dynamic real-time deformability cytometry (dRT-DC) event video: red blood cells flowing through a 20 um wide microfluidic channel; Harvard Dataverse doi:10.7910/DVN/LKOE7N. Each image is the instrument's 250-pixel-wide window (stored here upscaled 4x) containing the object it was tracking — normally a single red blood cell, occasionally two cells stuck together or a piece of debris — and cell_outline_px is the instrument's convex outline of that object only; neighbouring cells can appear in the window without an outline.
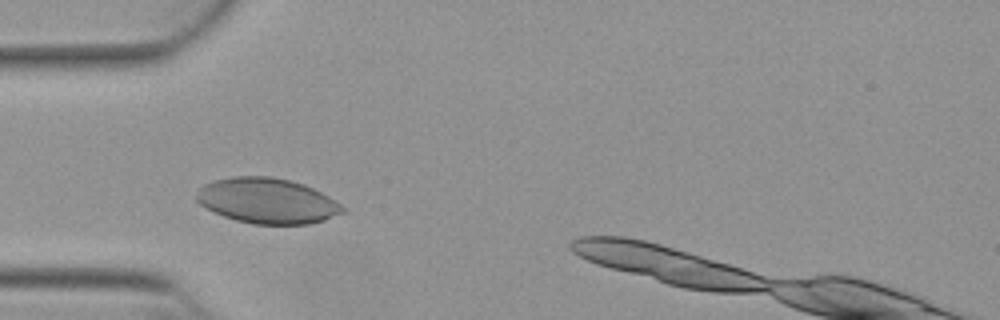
{"species": "Egyptian fruit bat (a non-hibernating species)", "species_latin": "Rousettus aegyptiacus", "temperature_condition": "warm", "stored_images_in_passage": 37, "camera_frame_rate_fps": 3000, "um_per_image_px": 0.085, "animal": {"sex": "female"}, "frame": {"image": 1, "passage_image": 9, "time_ms": 2.667, "image_size_px": [1000, 320], "cell_outline_px": [[348, 212], [324, 220], [308, 224], [252, 224], [236, 220], [212, 212], [200, 204], [196, 200], [196, 196], [200, 188], [204, 184], [212, 180], [232, 176], [268, 176], [288, 180], [304, 184], [328, 196], [340, 204]], "centroid_in_image_um": [22.71, 17.07], "position_along_channel_um": 62.3, "area_um2": 38.73}}
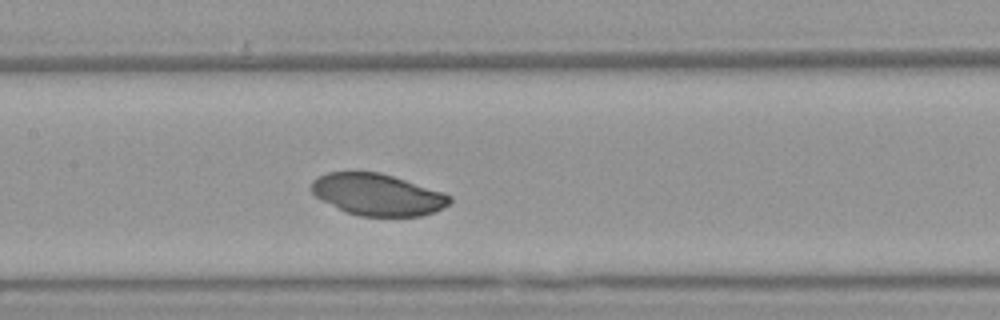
{"frame": {"image": 2, "passage_image": 18, "time_ms": 5.667, "image_size_px": [1000, 320], "cell_outline_px": [[452, 200], [448, 204], [436, 212], [420, 216], [360, 216], [344, 212], [316, 196], [312, 192], [312, 180], [328, 172], [380, 172], [444, 192], [452, 196]], "centroid_in_image_um": [32.12, 16.55], "position_along_channel_um": 175.3, "area_um2": 33.52}}
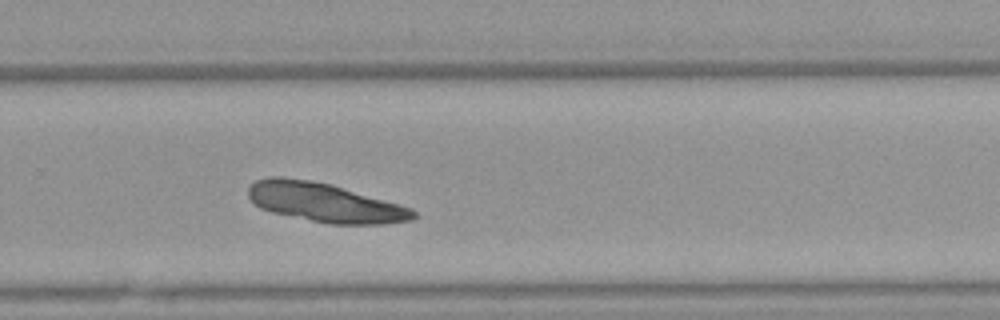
{"frame": {"image": 3, "passage_image": 28, "time_ms": 9.0, "image_size_px": [1000, 320], "cell_outline_px": [[416, 216], [412, 220], [384, 224], [328, 224], [272, 212], [260, 208], [248, 196], [248, 188], [256, 180], [268, 176], [284, 176], [332, 184], [400, 204], [412, 208], [416, 212]], "centroid_in_image_um": [27.61, 17.21], "position_along_channel_um": 302.2, "area_um2": 37.69}}